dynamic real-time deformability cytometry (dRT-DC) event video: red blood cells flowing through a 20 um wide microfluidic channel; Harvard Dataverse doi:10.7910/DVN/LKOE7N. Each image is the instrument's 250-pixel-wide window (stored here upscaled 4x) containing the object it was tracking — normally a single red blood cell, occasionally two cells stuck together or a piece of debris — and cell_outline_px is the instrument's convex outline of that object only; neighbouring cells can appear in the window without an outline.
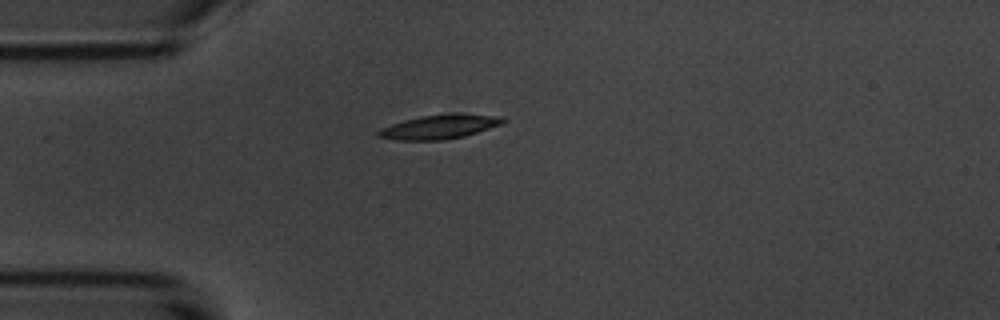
{"species": "common noctule bat (a hibernating species)", "species_latin": "Nyctalus noctula", "temperature_condition": "room temperature", "stored_images_in_passage": 4, "camera_frame_rate_fps": 3000, "um_per_image_px": 0.085, "animal": {"sex": "male", "body_mass_g": 20.1, "forearm_length_mm": 53.5}, "frame": {"image": 1, "passage_image": 1, "time_ms": 0.0, "image_size_px": [1000, 320], "cell_outline_px": [[508, 120], [500, 124], [464, 136], [444, 140], [400, 140], [376, 136], [376, 132], [380, 128], [404, 120], [420, 116], [456, 112], [504, 116]], "centroid_in_image_um": [37.38, 10.75], "position_along_channel_um": 47.6, "area_um2": 17.74}}
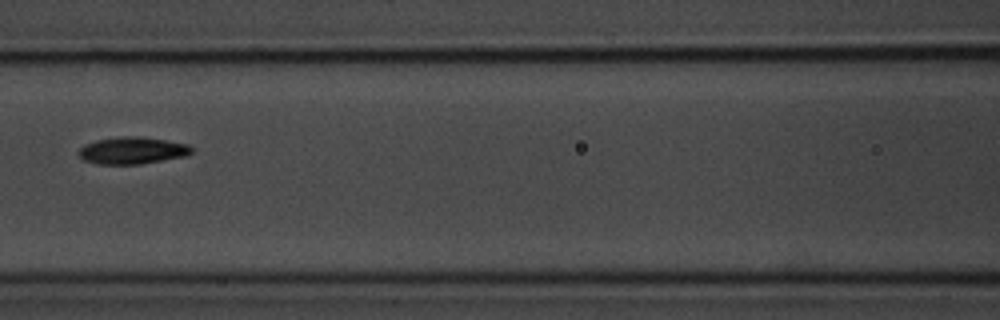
{"frame": {"image": 2, "passage_image": 4, "time_ms": 3.333, "image_size_px": [1000, 320], "cell_outline_px": [[192, 152], [184, 156], [140, 164], [96, 164], [84, 160], [76, 152], [84, 144], [96, 140], [120, 136], [140, 136], [188, 144], [192, 148]], "centroid_in_image_um": [11.2, 12.79], "position_along_channel_um": 155.4, "area_um2": 17.74}}